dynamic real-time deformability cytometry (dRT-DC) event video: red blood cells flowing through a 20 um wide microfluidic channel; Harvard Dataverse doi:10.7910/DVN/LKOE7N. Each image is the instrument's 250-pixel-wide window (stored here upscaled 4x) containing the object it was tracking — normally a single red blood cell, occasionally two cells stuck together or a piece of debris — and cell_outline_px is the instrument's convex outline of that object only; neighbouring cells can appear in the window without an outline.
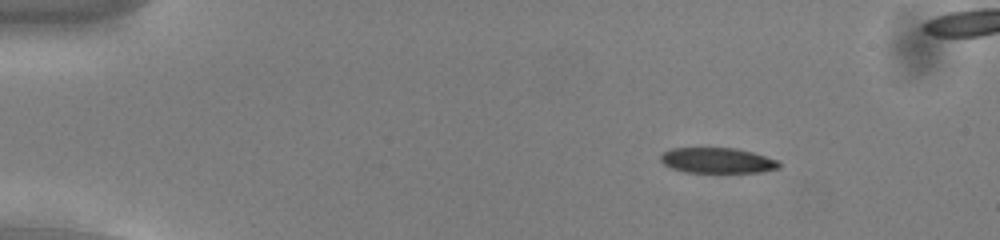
{"species": "common noctule bat (a hibernating species)", "species_latin": "Nyctalus noctula", "temperature_condition": "cold", "stored_images_in_passage": 54, "camera_frame_rate_fps": 3000, "um_per_image_px": 0.085, "animal": {"sex": "male", "body_mass_g": 13.0, "forearm_length_mm": 53.1}, "frame": {"image": 1, "passage_image": 9, "time_ms": 2.667, "image_size_px": [1000, 240], "cell_outline_px": [[780, 168], [760, 172], [684, 172], [672, 168], [664, 164], [660, 160], [660, 156], [664, 152], [672, 148], [736, 148], [752, 152], [780, 160]], "centroid_in_image_um": [61.0, 13.64], "position_along_channel_um": 24.0, "area_um2": 17.57}}
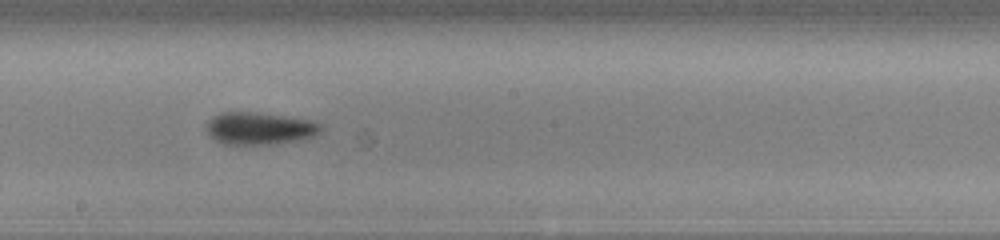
{"frame": {"image": 2, "passage_image": 32, "time_ms": 10.333, "image_size_px": [1000, 240], "cell_outline_px": [[324, 128], [320, 132], [312, 136], [296, 140], [276, 144], [224, 144], [208, 136], [204, 128], [204, 124], [212, 116], [220, 112], [252, 112], [284, 116], [308, 120], [320, 124]], "centroid_in_image_um": [21.97, 10.91], "position_along_channel_um": 226.2, "area_um2": 21.62}}
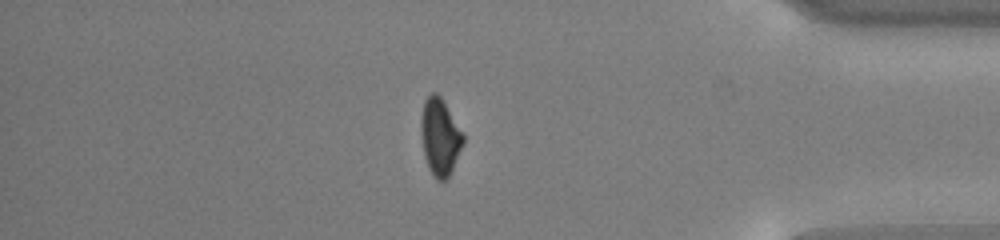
{"frame": {"image": 3, "passage_image": 48, "time_ms": 15.667, "image_size_px": [1000, 240], "cell_outline_px": [[464, 144], [448, 176], [444, 180], [436, 180], [428, 168], [424, 156], [420, 128], [420, 120], [424, 100], [432, 92], [436, 92], [440, 96], [464, 132]], "centroid_in_image_um": [37.39, 11.61], "position_along_channel_um": 397.8, "area_um2": 19.02}}